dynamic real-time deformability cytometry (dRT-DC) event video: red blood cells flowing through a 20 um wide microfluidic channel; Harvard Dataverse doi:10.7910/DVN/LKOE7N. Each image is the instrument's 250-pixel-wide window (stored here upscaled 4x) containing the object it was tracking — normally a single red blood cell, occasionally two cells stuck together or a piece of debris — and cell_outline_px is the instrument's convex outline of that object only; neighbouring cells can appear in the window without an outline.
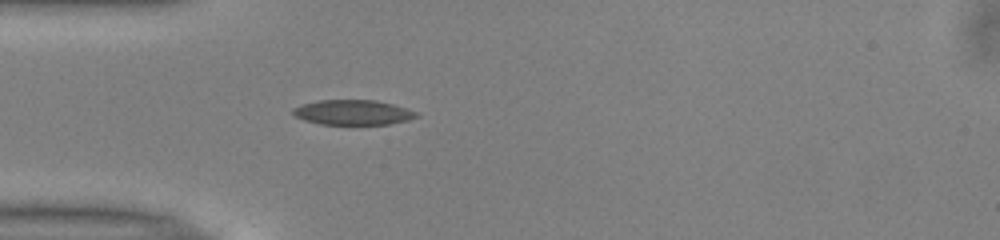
{"species": "common noctule bat (a hibernating species)", "species_latin": "Nyctalus noctula", "temperature_condition": "warm", "stored_images_in_passage": 33, "camera_frame_rate_fps": 3000, "um_per_image_px": 0.085, "animal": {"sex": "male", "body_mass_g": 13.0, "forearm_length_mm": 53.1}, "frame": {"image": 1, "passage_image": 1, "time_ms": 0.0, "image_size_px": [1000, 240], "cell_outline_px": [[420, 116], [408, 120], [388, 124], [320, 124], [304, 120], [296, 116], [292, 112], [292, 108], [300, 104], [320, 100], [376, 100], [392, 104], [416, 112]], "centroid_in_image_um": [29.97, 9.55], "position_along_channel_um": 55.0, "area_um2": 17.86}}
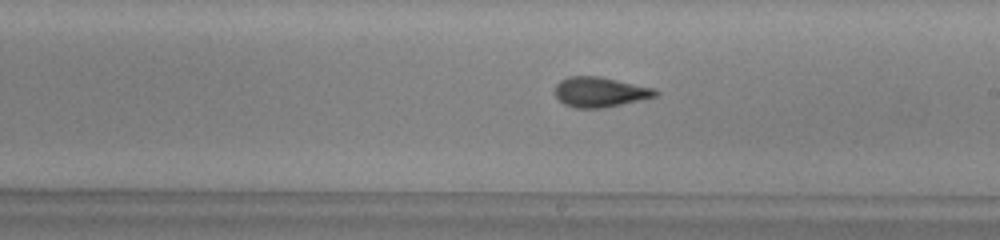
{"frame": {"image": 2, "passage_image": 15, "time_ms": 4.667, "image_size_px": [1000, 240], "cell_outline_px": [[660, 92], [656, 96], [640, 100], [604, 108], [576, 108], [564, 104], [556, 96], [556, 84], [560, 80], [568, 76], [600, 76], [656, 88]], "centroid_in_image_um": [51.03, 7.81], "position_along_channel_um": 238.0, "area_um2": 17.69}}
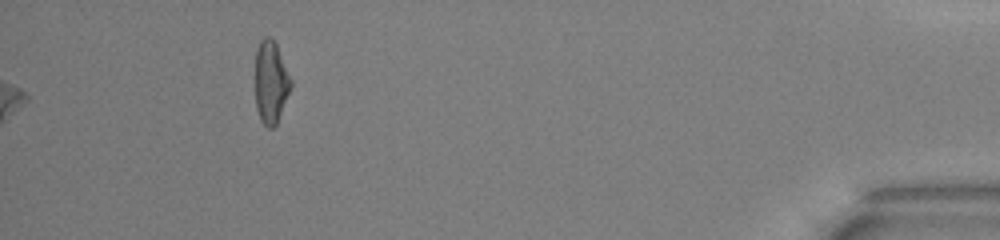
{"frame": {"image": 3, "passage_image": 33, "time_ms": 10.667, "image_size_px": [1000, 240], "cell_outline_px": [[292, 84], [276, 124], [272, 128], [268, 128], [260, 120], [256, 108], [256, 48], [260, 40], [264, 36], [268, 36], [276, 44], [292, 80]], "centroid_in_image_um": [23.01, 6.97], "position_along_channel_um": 412.2, "area_um2": 16.94}, "authors_computed_cell_mechanics": {"area_um2": 17.2822, "velocity_mm_per_s": 4.0257, "shape_relaxation_time_tau1_ms": 5.8397, "shape_relaxation_time_tau2_ms": 1.2471, "deformation_change_tau1": 0.1765, "deformation_change_tau2": 0.0809}}